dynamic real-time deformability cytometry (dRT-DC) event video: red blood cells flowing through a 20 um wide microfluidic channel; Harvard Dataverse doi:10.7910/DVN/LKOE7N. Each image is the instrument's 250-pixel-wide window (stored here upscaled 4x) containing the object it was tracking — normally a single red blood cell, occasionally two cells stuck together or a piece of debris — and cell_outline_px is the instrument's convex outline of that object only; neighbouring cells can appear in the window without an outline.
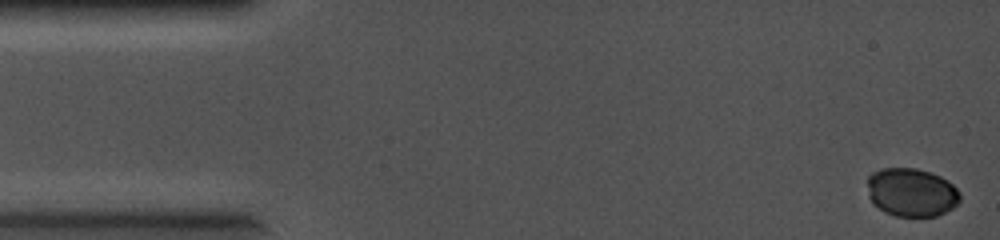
{"species": "common noctule bat (a hibernating species)", "species_latin": "Nyctalus noctula", "temperature_condition": "cold", "stored_images_in_passage": 9, "camera_frame_rate_fps": 5000, "um_per_image_px": 0.085, "animal": {"sex": "female", "body_mass_g": 19.0, "forearm_length_mm": 56.7}, "frame": {"image": 1, "passage_image": 1, "time_ms": 0.0, "image_size_px": [1000, 240], "cell_outline_px": [[960, 200], [952, 208], [936, 216], [896, 216], [884, 212], [872, 204], [868, 196], [868, 176], [872, 172], [884, 168], [916, 168], [932, 172], [948, 180], [960, 192]], "centroid_in_image_um": [77.46, 16.34], "position_along_channel_um": 7.5, "area_um2": 26.36}}
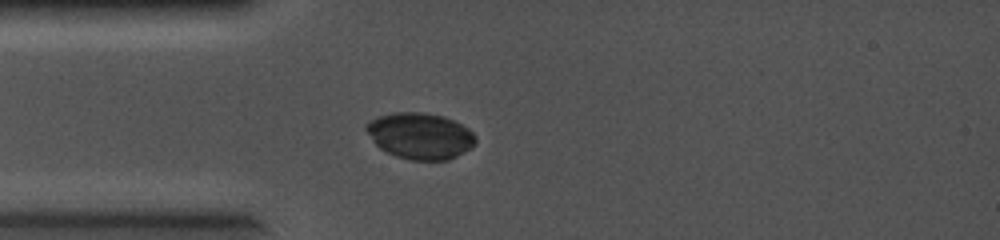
{"frame": {"image": 2, "passage_image": 6, "time_ms": 1.0, "image_size_px": [1000, 240], "cell_outline_px": [[476, 144], [472, 148], [448, 160], [412, 160], [396, 156], [380, 148], [376, 144], [364, 128], [364, 124], [380, 116], [392, 112], [424, 112], [444, 116], [468, 128], [476, 136]], "centroid_in_image_um": [35.73, 11.54], "position_along_channel_um": 49.3, "area_um2": 29.48}}